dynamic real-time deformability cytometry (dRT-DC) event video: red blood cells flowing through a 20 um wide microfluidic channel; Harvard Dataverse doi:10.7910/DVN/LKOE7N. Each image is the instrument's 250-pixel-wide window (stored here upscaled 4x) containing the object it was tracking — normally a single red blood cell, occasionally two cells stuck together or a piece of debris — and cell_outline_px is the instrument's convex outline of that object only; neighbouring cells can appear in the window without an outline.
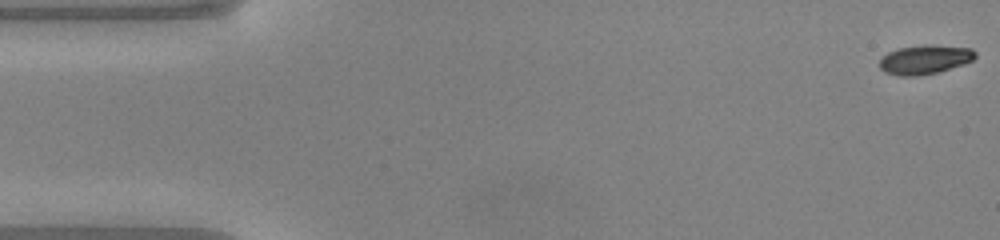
{"species": "common noctule bat (a hibernating species)", "species_latin": "Nyctalus noctula", "temperature_condition": "warm", "stored_images_in_passage": 49, "camera_frame_rate_fps": 3000, "um_per_image_px": 0.085, "animal": {"sex": "male", "body_mass_g": 20.0, "forearm_length_mm": 53.3}, "frame": {"image": 1, "passage_image": 1, "time_ms": 0.0, "image_size_px": [1000, 240], "cell_outline_px": [[976, 56], [972, 60], [964, 64], [936, 72], [916, 76], [900, 76], [884, 72], [880, 68], [880, 60], [888, 52], [900, 48], [924, 44], [972, 48], [976, 52]], "centroid_in_image_um": [78.61, 5.05], "position_along_channel_um": 6.4, "area_um2": 16.13}}
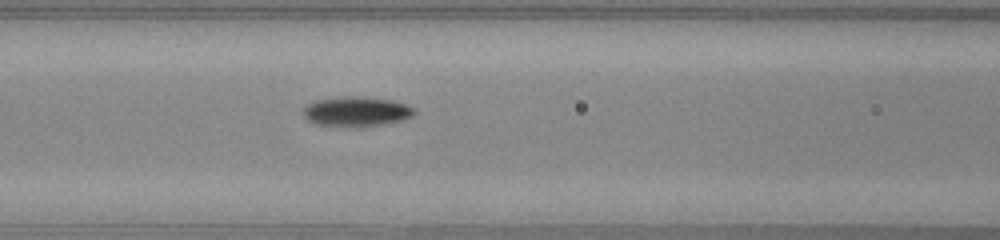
{"frame": {"image": 2, "passage_image": 20, "time_ms": 6.333, "image_size_px": [1000, 240], "cell_outline_px": [[416, 112], [412, 116], [400, 120], [380, 124], [316, 124], [308, 120], [304, 116], [304, 108], [308, 104], [316, 100], [344, 96], [364, 96], [392, 100], [416, 108]], "centroid_in_image_um": [30.32, 9.42], "position_along_channel_um": 136.3, "area_um2": 18.44}}
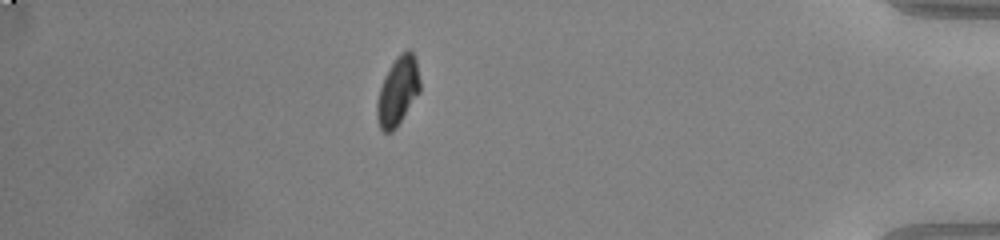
{"frame": {"image": 3, "passage_image": 43, "time_ms": 14.0, "image_size_px": [1000, 240], "cell_outline_px": [[420, 92], [396, 128], [392, 132], [384, 132], [380, 128], [376, 116], [376, 100], [384, 76], [388, 68], [396, 56], [400, 52], [408, 48], [412, 52], [416, 60], [420, 80]], "centroid_in_image_um": [33.8, 7.73], "position_along_channel_um": 401.4, "area_um2": 17.46}, "authors_computed_cell_mechanics": {"area_um2": 17.34, "velocity_mm_per_s": 4.1061, "shape_relaxation_time_tau1_ms": 2.4232, "shape_relaxation_time_tau2_ms": 1.3259, "deformation_change_tau1": 0.139, "deformation_change_tau2": 0.0453}}